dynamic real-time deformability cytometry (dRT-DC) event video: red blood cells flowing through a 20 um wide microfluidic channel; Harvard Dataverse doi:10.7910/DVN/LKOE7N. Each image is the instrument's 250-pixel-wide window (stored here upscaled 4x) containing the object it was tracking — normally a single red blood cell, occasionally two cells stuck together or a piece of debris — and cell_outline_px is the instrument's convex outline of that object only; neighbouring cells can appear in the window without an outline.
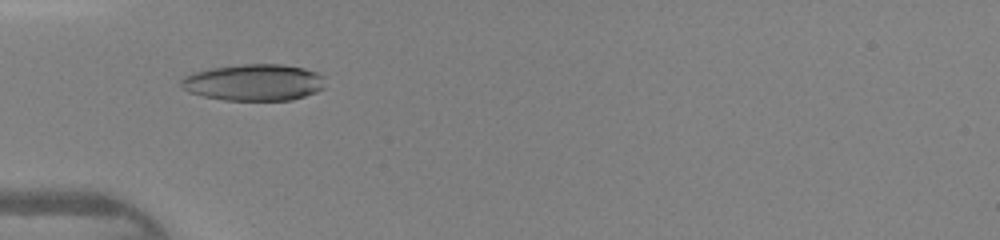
{"species": "human", "species_latin": "Homo sapiens", "temperature_condition": "warm", "stored_images_in_passage": 45, "camera_frame_rate_fps": 3000, "um_per_image_px": 0.085, "donor": {"sex": "female"}, "frame": {"image": 1, "passage_image": 15, "time_ms": 4.667, "image_size_px": [1000, 240], "cell_outline_px": [[324, 88], [316, 92], [292, 100], [224, 100], [204, 96], [188, 92], [180, 84], [180, 80], [184, 76], [192, 72], [212, 68], [240, 64], [284, 64], [304, 68], [316, 72], [324, 76]], "centroid_in_image_um": [21.58, 7.0], "position_along_channel_um": 63.4, "area_um2": 30.87}}
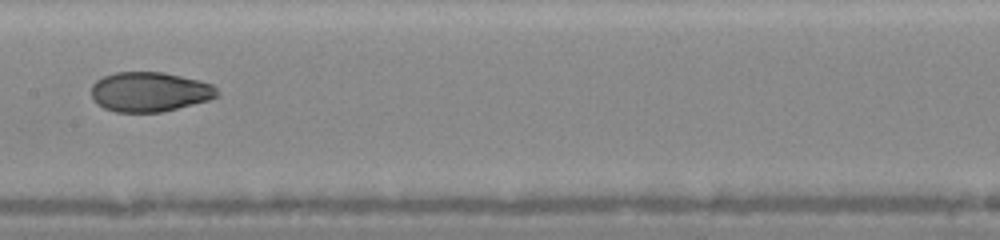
{"frame": {"image": 2, "passage_image": 24, "time_ms": 7.667, "image_size_px": [1000, 240], "cell_outline_px": [[220, 96], [208, 100], [160, 112], [116, 112], [104, 108], [96, 104], [92, 96], [92, 84], [96, 80], [104, 76], [116, 72], [164, 72], [200, 80], [212, 84], [220, 92]], "centroid_in_image_um": [12.73, 7.8], "position_along_channel_um": 194.7, "area_um2": 29.19}}
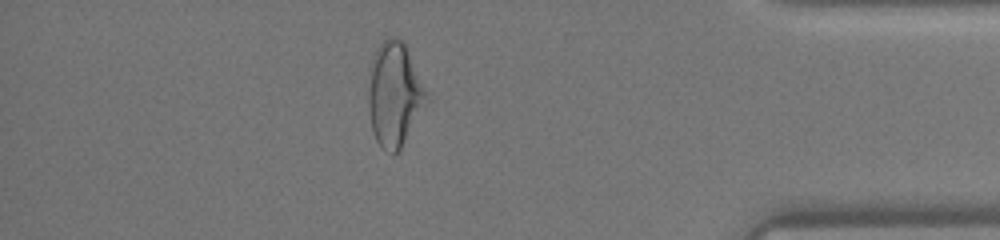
{"frame": {"image": 3, "passage_image": 40, "time_ms": 13.0, "image_size_px": [1000, 240], "cell_outline_px": [[432, 100], [400, 148], [392, 156], [384, 152], [380, 148], [376, 140], [372, 128], [368, 104], [368, 92], [372, 56], [380, 44], [388, 36], [392, 36], [400, 40], [404, 44]], "centroid_in_image_um": [33.56, 8.08], "position_along_channel_um": 401.6, "area_um2": 35.72}}